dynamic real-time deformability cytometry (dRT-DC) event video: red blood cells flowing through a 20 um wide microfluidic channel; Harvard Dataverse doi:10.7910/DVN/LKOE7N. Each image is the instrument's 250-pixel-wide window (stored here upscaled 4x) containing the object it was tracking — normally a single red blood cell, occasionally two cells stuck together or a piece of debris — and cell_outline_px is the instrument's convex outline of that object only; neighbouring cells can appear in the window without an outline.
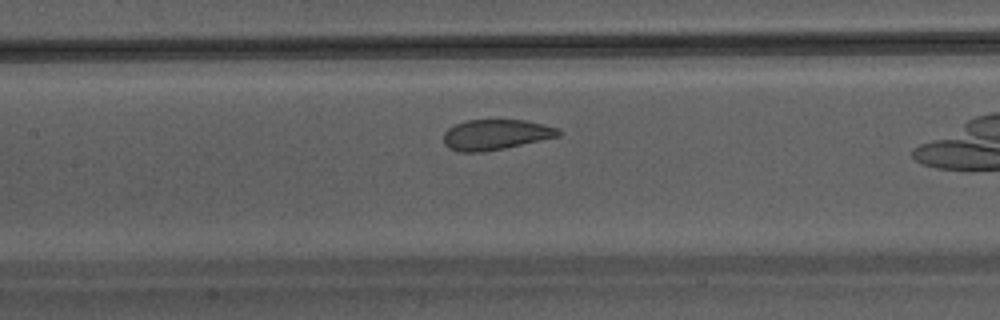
{"species": "Egyptian fruit bat (a non-hibernating species)", "species_latin": "Rousettus aegyptiacus", "temperature_condition": "warm", "stored_images_in_passage": 28, "camera_frame_rate_fps": 3000, "um_per_image_px": 0.085, "animal": {"sex": "male"}, "frame": {"image": 1, "passage_image": 13, "time_ms": 4.0, "image_size_px": [1000, 320], "cell_outline_px": [[564, 132], [560, 136], [504, 148], [480, 152], [460, 152], [448, 148], [444, 144], [444, 132], [448, 128], [456, 124], [468, 120], [528, 120], [560, 128]], "centroid_in_image_um": [42.17, 11.44], "position_along_channel_um": 165.2, "area_um2": 20.46}}